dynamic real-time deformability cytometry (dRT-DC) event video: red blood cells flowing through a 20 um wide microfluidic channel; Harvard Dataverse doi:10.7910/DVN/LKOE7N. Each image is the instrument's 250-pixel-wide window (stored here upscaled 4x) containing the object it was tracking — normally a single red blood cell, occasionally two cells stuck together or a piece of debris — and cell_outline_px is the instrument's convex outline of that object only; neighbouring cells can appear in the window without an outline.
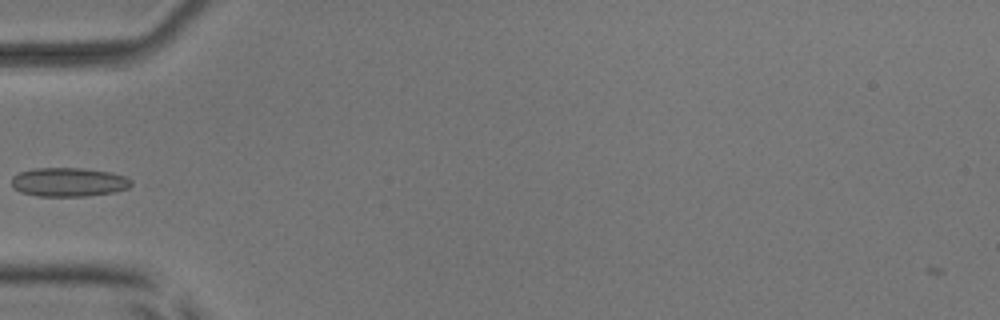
{"species": "common noctule bat (a hibernating species)", "species_latin": "Nyctalus noctula", "temperature_condition": "room temperature", "stored_images_in_passage": 36, "camera_frame_rate_fps": 3000, "um_per_image_px": 0.085, "animal": {"sex": "male", "body_mass_g": 17.9, "forearm_length_mm": 54.2}, "frame": {"image": 1, "passage_image": 1, "time_ms": 0.0, "image_size_px": [1000, 320], "cell_outline_px": [[132, 184], [128, 188], [112, 192], [84, 196], [40, 196], [20, 192], [12, 188], [12, 176], [20, 172], [36, 168], [80, 168], [112, 172], [124, 176], [132, 180]], "centroid_in_image_um": [5.82, 15.47], "position_along_channel_um": 79.2, "area_um2": 20.11}}
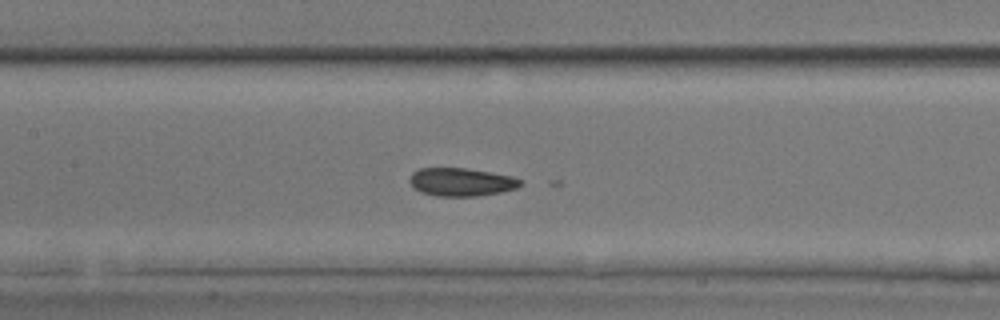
{"frame": {"image": 2, "passage_image": 8, "time_ms": 2.333, "image_size_px": [1000, 320], "cell_outline_px": [[520, 184], [516, 188], [500, 192], [476, 196], [436, 196], [420, 192], [412, 188], [408, 180], [412, 172], [420, 168], [464, 168], [512, 176], [520, 180]], "centroid_in_image_um": [39.12, 15.47], "position_along_channel_um": 168.3, "area_um2": 18.09}}
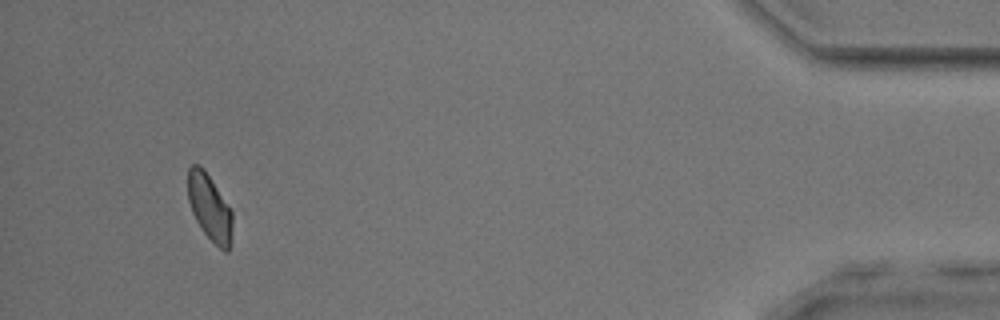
{"frame": {"image": 3, "passage_image": 33, "time_ms": 10.667, "image_size_px": [1000, 320], "cell_outline_px": [[232, 244], [228, 252], [224, 252], [204, 232], [196, 220], [192, 212], [188, 200], [188, 168], [192, 164], [200, 164], [204, 168], [232, 212]], "centroid_in_image_um": [17.82, 17.64], "position_along_channel_um": 417.4, "area_um2": 17.17}}